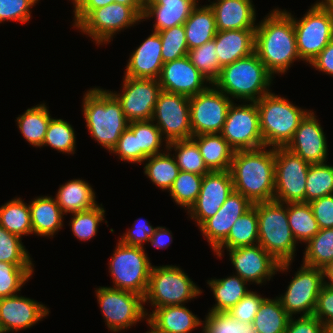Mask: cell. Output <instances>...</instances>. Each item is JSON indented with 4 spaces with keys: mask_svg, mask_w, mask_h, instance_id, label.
<instances>
[{
    "mask_svg": "<svg viewBox=\"0 0 333 333\" xmlns=\"http://www.w3.org/2000/svg\"><path fill=\"white\" fill-rule=\"evenodd\" d=\"M254 52L273 75L286 74L299 57L292 18L284 9L274 8L255 29Z\"/></svg>",
    "mask_w": 333,
    "mask_h": 333,
    "instance_id": "obj_1",
    "label": "cell"
},
{
    "mask_svg": "<svg viewBox=\"0 0 333 333\" xmlns=\"http://www.w3.org/2000/svg\"><path fill=\"white\" fill-rule=\"evenodd\" d=\"M230 172L234 191L253 204L274 200L275 148L234 151Z\"/></svg>",
    "mask_w": 333,
    "mask_h": 333,
    "instance_id": "obj_2",
    "label": "cell"
},
{
    "mask_svg": "<svg viewBox=\"0 0 333 333\" xmlns=\"http://www.w3.org/2000/svg\"><path fill=\"white\" fill-rule=\"evenodd\" d=\"M82 114L92 139L109 153L129 126L121 103L109 90L101 87L94 86L85 92Z\"/></svg>",
    "mask_w": 333,
    "mask_h": 333,
    "instance_id": "obj_3",
    "label": "cell"
},
{
    "mask_svg": "<svg viewBox=\"0 0 333 333\" xmlns=\"http://www.w3.org/2000/svg\"><path fill=\"white\" fill-rule=\"evenodd\" d=\"M273 79L275 77L253 52L248 57L222 67L218 78L212 84L230 99L257 102L272 91L270 87Z\"/></svg>",
    "mask_w": 333,
    "mask_h": 333,
    "instance_id": "obj_4",
    "label": "cell"
},
{
    "mask_svg": "<svg viewBox=\"0 0 333 333\" xmlns=\"http://www.w3.org/2000/svg\"><path fill=\"white\" fill-rule=\"evenodd\" d=\"M259 126L264 146L285 147L299 127L300 121L310 111L295 106L288 98L272 91L257 102Z\"/></svg>",
    "mask_w": 333,
    "mask_h": 333,
    "instance_id": "obj_5",
    "label": "cell"
},
{
    "mask_svg": "<svg viewBox=\"0 0 333 333\" xmlns=\"http://www.w3.org/2000/svg\"><path fill=\"white\" fill-rule=\"evenodd\" d=\"M258 217V244L279 263L292 262L295 240L288 223L287 203L276 200L254 203Z\"/></svg>",
    "mask_w": 333,
    "mask_h": 333,
    "instance_id": "obj_6",
    "label": "cell"
},
{
    "mask_svg": "<svg viewBox=\"0 0 333 333\" xmlns=\"http://www.w3.org/2000/svg\"><path fill=\"white\" fill-rule=\"evenodd\" d=\"M284 11L293 20L299 57L310 64L333 39V7L324 0H317L299 19Z\"/></svg>",
    "mask_w": 333,
    "mask_h": 333,
    "instance_id": "obj_7",
    "label": "cell"
},
{
    "mask_svg": "<svg viewBox=\"0 0 333 333\" xmlns=\"http://www.w3.org/2000/svg\"><path fill=\"white\" fill-rule=\"evenodd\" d=\"M203 291L182 268L176 265H152L144 305L152 308L184 305L199 297Z\"/></svg>",
    "mask_w": 333,
    "mask_h": 333,
    "instance_id": "obj_8",
    "label": "cell"
},
{
    "mask_svg": "<svg viewBox=\"0 0 333 333\" xmlns=\"http://www.w3.org/2000/svg\"><path fill=\"white\" fill-rule=\"evenodd\" d=\"M145 249L139 246H128L118 241L108 263L113 280L112 288L145 297L152 268Z\"/></svg>",
    "mask_w": 333,
    "mask_h": 333,
    "instance_id": "obj_9",
    "label": "cell"
},
{
    "mask_svg": "<svg viewBox=\"0 0 333 333\" xmlns=\"http://www.w3.org/2000/svg\"><path fill=\"white\" fill-rule=\"evenodd\" d=\"M95 294L104 322L111 332L120 333L147 319L145 312L148 310L139 294L111 286H99Z\"/></svg>",
    "mask_w": 333,
    "mask_h": 333,
    "instance_id": "obj_10",
    "label": "cell"
},
{
    "mask_svg": "<svg viewBox=\"0 0 333 333\" xmlns=\"http://www.w3.org/2000/svg\"><path fill=\"white\" fill-rule=\"evenodd\" d=\"M142 22L141 16L130 6L113 2L93 9L75 28L88 35L95 45L109 44L121 30Z\"/></svg>",
    "mask_w": 333,
    "mask_h": 333,
    "instance_id": "obj_11",
    "label": "cell"
},
{
    "mask_svg": "<svg viewBox=\"0 0 333 333\" xmlns=\"http://www.w3.org/2000/svg\"><path fill=\"white\" fill-rule=\"evenodd\" d=\"M310 165L286 147H275L274 200L282 203L305 202Z\"/></svg>",
    "mask_w": 333,
    "mask_h": 333,
    "instance_id": "obj_12",
    "label": "cell"
},
{
    "mask_svg": "<svg viewBox=\"0 0 333 333\" xmlns=\"http://www.w3.org/2000/svg\"><path fill=\"white\" fill-rule=\"evenodd\" d=\"M220 134L234 151L264 147L256 102H233Z\"/></svg>",
    "mask_w": 333,
    "mask_h": 333,
    "instance_id": "obj_13",
    "label": "cell"
},
{
    "mask_svg": "<svg viewBox=\"0 0 333 333\" xmlns=\"http://www.w3.org/2000/svg\"><path fill=\"white\" fill-rule=\"evenodd\" d=\"M323 285V270L321 268L301 264L289 282L287 290L276 297L291 317L297 314L312 316Z\"/></svg>",
    "mask_w": 333,
    "mask_h": 333,
    "instance_id": "obj_14",
    "label": "cell"
},
{
    "mask_svg": "<svg viewBox=\"0 0 333 333\" xmlns=\"http://www.w3.org/2000/svg\"><path fill=\"white\" fill-rule=\"evenodd\" d=\"M234 102L213 84L189 97L191 129L193 136L221 133L227 113Z\"/></svg>",
    "mask_w": 333,
    "mask_h": 333,
    "instance_id": "obj_15",
    "label": "cell"
},
{
    "mask_svg": "<svg viewBox=\"0 0 333 333\" xmlns=\"http://www.w3.org/2000/svg\"><path fill=\"white\" fill-rule=\"evenodd\" d=\"M151 120L160 129L167 143L193 136L188 96L162 90Z\"/></svg>",
    "mask_w": 333,
    "mask_h": 333,
    "instance_id": "obj_16",
    "label": "cell"
},
{
    "mask_svg": "<svg viewBox=\"0 0 333 333\" xmlns=\"http://www.w3.org/2000/svg\"><path fill=\"white\" fill-rule=\"evenodd\" d=\"M235 275L249 284L262 285L269 282L277 272H288L292 262L279 263L261 245L227 249Z\"/></svg>",
    "mask_w": 333,
    "mask_h": 333,
    "instance_id": "obj_17",
    "label": "cell"
},
{
    "mask_svg": "<svg viewBox=\"0 0 333 333\" xmlns=\"http://www.w3.org/2000/svg\"><path fill=\"white\" fill-rule=\"evenodd\" d=\"M121 93L110 92L121 103L129 122L151 120L159 93L162 91L156 79L123 77Z\"/></svg>",
    "mask_w": 333,
    "mask_h": 333,
    "instance_id": "obj_18",
    "label": "cell"
},
{
    "mask_svg": "<svg viewBox=\"0 0 333 333\" xmlns=\"http://www.w3.org/2000/svg\"><path fill=\"white\" fill-rule=\"evenodd\" d=\"M234 190L230 170L211 171L203 175L201 190L195 203L186 212L198 228L214 216Z\"/></svg>",
    "mask_w": 333,
    "mask_h": 333,
    "instance_id": "obj_19",
    "label": "cell"
},
{
    "mask_svg": "<svg viewBox=\"0 0 333 333\" xmlns=\"http://www.w3.org/2000/svg\"><path fill=\"white\" fill-rule=\"evenodd\" d=\"M50 311L37 300L16 294L0 298V333L26 330L43 321Z\"/></svg>",
    "mask_w": 333,
    "mask_h": 333,
    "instance_id": "obj_20",
    "label": "cell"
},
{
    "mask_svg": "<svg viewBox=\"0 0 333 333\" xmlns=\"http://www.w3.org/2000/svg\"><path fill=\"white\" fill-rule=\"evenodd\" d=\"M310 110L300 121L292 139L285 146L309 164L325 163L328 160V145L319 119Z\"/></svg>",
    "mask_w": 333,
    "mask_h": 333,
    "instance_id": "obj_21",
    "label": "cell"
},
{
    "mask_svg": "<svg viewBox=\"0 0 333 333\" xmlns=\"http://www.w3.org/2000/svg\"><path fill=\"white\" fill-rule=\"evenodd\" d=\"M158 81L163 91L188 97L205 91L212 84L188 56L164 63Z\"/></svg>",
    "mask_w": 333,
    "mask_h": 333,
    "instance_id": "obj_22",
    "label": "cell"
},
{
    "mask_svg": "<svg viewBox=\"0 0 333 333\" xmlns=\"http://www.w3.org/2000/svg\"><path fill=\"white\" fill-rule=\"evenodd\" d=\"M252 207L249 199L233 190L217 213L199 227L212 251L227 238L234 222Z\"/></svg>",
    "mask_w": 333,
    "mask_h": 333,
    "instance_id": "obj_23",
    "label": "cell"
},
{
    "mask_svg": "<svg viewBox=\"0 0 333 333\" xmlns=\"http://www.w3.org/2000/svg\"><path fill=\"white\" fill-rule=\"evenodd\" d=\"M161 38L158 32L152 33L129 55L123 76L158 80L163 59Z\"/></svg>",
    "mask_w": 333,
    "mask_h": 333,
    "instance_id": "obj_24",
    "label": "cell"
},
{
    "mask_svg": "<svg viewBox=\"0 0 333 333\" xmlns=\"http://www.w3.org/2000/svg\"><path fill=\"white\" fill-rule=\"evenodd\" d=\"M217 31L256 29L253 0H215L209 3Z\"/></svg>",
    "mask_w": 333,
    "mask_h": 333,
    "instance_id": "obj_25",
    "label": "cell"
},
{
    "mask_svg": "<svg viewBox=\"0 0 333 333\" xmlns=\"http://www.w3.org/2000/svg\"><path fill=\"white\" fill-rule=\"evenodd\" d=\"M198 3L199 0L145 1L142 22L154 18L155 32L184 25Z\"/></svg>",
    "mask_w": 333,
    "mask_h": 333,
    "instance_id": "obj_26",
    "label": "cell"
},
{
    "mask_svg": "<svg viewBox=\"0 0 333 333\" xmlns=\"http://www.w3.org/2000/svg\"><path fill=\"white\" fill-rule=\"evenodd\" d=\"M214 39L219 64L224 67L254 52L255 29L217 31Z\"/></svg>",
    "mask_w": 333,
    "mask_h": 333,
    "instance_id": "obj_27",
    "label": "cell"
},
{
    "mask_svg": "<svg viewBox=\"0 0 333 333\" xmlns=\"http://www.w3.org/2000/svg\"><path fill=\"white\" fill-rule=\"evenodd\" d=\"M145 313L147 320L163 333H190L202 326V320L185 304L162 306Z\"/></svg>",
    "mask_w": 333,
    "mask_h": 333,
    "instance_id": "obj_28",
    "label": "cell"
},
{
    "mask_svg": "<svg viewBox=\"0 0 333 333\" xmlns=\"http://www.w3.org/2000/svg\"><path fill=\"white\" fill-rule=\"evenodd\" d=\"M33 234L53 238L64 226V213L52 196H38L29 202Z\"/></svg>",
    "mask_w": 333,
    "mask_h": 333,
    "instance_id": "obj_29",
    "label": "cell"
},
{
    "mask_svg": "<svg viewBox=\"0 0 333 333\" xmlns=\"http://www.w3.org/2000/svg\"><path fill=\"white\" fill-rule=\"evenodd\" d=\"M55 200L65 215L86 211L98 205L96 192L84 179L68 180L60 185Z\"/></svg>",
    "mask_w": 333,
    "mask_h": 333,
    "instance_id": "obj_30",
    "label": "cell"
},
{
    "mask_svg": "<svg viewBox=\"0 0 333 333\" xmlns=\"http://www.w3.org/2000/svg\"><path fill=\"white\" fill-rule=\"evenodd\" d=\"M191 138L197 143L210 172L230 170L234 150L220 133L195 135Z\"/></svg>",
    "mask_w": 333,
    "mask_h": 333,
    "instance_id": "obj_31",
    "label": "cell"
},
{
    "mask_svg": "<svg viewBox=\"0 0 333 333\" xmlns=\"http://www.w3.org/2000/svg\"><path fill=\"white\" fill-rule=\"evenodd\" d=\"M185 37L188 49H194L206 42L212 41L217 33L216 21L211 7L206 4L192 10L184 23Z\"/></svg>",
    "mask_w": 333,
    "mask_h": 333,
    "instance_id": "obj_32",
    "label": "cell"
},
{
    "mask_svg": "<svg viewBox=\"0 0 333 333\" xmlns=\"http://www.w3.org/2000/svg\"><path fill=\"white\" fill-rule=\"evenodd\" d=\"M256 244H258V217L257 209L253 206L234 222L227 238L213 252L220 258L225 256V249Z\"/></svg>",
    "mask_w": 333,
    "mask_h": 333,
    "instance_id": "obj_33",
    "label": "cell"
},
{
    "mask_svg": "<svg viewBox=\"0 0 333 333\" xmlns=\"http://www.w3.org/2000/svg\"><path fill=\"white\" fill-rule=\"evenodd\" d=\"M207 284L216 302L209 312H227L250 291L246 286L250 284L234 273L227 278H211Z\"/></svg>",
    "mask_w": 333,
    "mask_h": 333,
    "instance_id": "obj_34",
    "label": "cell"
},
{
    "mask_svg": "<svg viewBox=\"0 0 333 333\" xmlns=\"http://www.w3.org/2000/svg\"><path fill=\"white\" fill-rule=\"evenodd\" d=\"M51 118L46 103H41L28 108L15 121L23 138L33 147L41 148Z\"/></svg>",
    "mask_w": 333,
    "mask_h": 333,
    "instance_id": "obj_35",
    "label": "cell"
},
{
    "mask_svg": "<svg viewBox=\"0 0 333 333\" xmlns=\"http://www.w3.org/2000/svg\"><path fill=\"white\" fill-rule=\"evenodd\" d=\"M0 225L21 238L33 234L29 204L15 197L0 206Z\"/></svg>",
    "mask_w": 333,
    "mask_h": 333,
    "instance_id": "obj_36",
    "label": "cell"
},
{
    "mask_svg": "<svg viewBox=\"0 0 333 333\" xmlns=\"http://www.w3.org/2000/svg\"><path fill=\"white\" fill-rule=\"evenodd\" d=\"M143 164L144 175H146L156 187L167 192L171 189L180 171L174 156L168 149L163 153L149 156Z\"/></svg>",
    "mask_w": 333,
    "mask_h": 333,
    "instance_id": "obj_37",
    "label": "cell"
},
{
    "mask_svg": "<svg viewBox=\"0 0 333 333\" xmlns=\"http://www.w3.org/2000/svg\"><path fill=\"white\" fill-rule=\"evenodd\" d=\"M290 317L277 297H266L252 324L256 333H285Z\"/></svg>",
    "mask_w": 333,
    "mask_h": 333,
    "instance_id": "obj_38",
    "label": "cell"
},
{
    "mask_svg": "<svg viewBox=\"0 0 333 333\" xmlns=\"http://www.w3.org/2000/svg\"><path fill=\"white\" fill-rule=\"evenodd\" d=\"M289 227L297 243H306L318 232L319 227L307 202L287 203Z\"/></svg>",
    "mask_w": 333,
    "mask_h": 333,
    "instance_id": "obj_39",
    "label": "cell"
},
{
    "mask_svg": "<svg viewBox=\"0 0 333 333\" xmlns=\"http://www.w3.org/2000/svg\"><path fill=\"white\" fill-rule=\"evenodd\" d=\"M128 128L137 136L138 149H141V165L149 156L157 155L167 150L168 143L152 120L129 122ZM162 145L165 146V150L160 149L163 147Z\"/></svg>",
    "mask_w": 333,
    "mask_h": 333,
    "instance_id": "obj_40",
    "label": "cell"
},
{
    "mask_svg": "<svg viewBox=\"0 0 333 333\" xmlns=\"http://www.w3.org/2000/svg\"><path fill=\"white\" fill-rule=\"evenodd\" d=\"M167 149L170 152L174 149L175 153L172 155L181 171L197 175H205L210 172L204 164L197 143L192 138L169 142Z\"/></svg>",
    "mask_w": 333,
    "mask_h": 333,
    "instance_id": "obj_41",
    "label": "cell"
},
{
    "mask_svg": "<svg viewBox=\"0 0 333 333\" xmlns=\"http://www.w3.org/2000/svg\"><path fill=\"white\" fill-rule=\"evenodd\" d=\"M306 244L302 264L322 269L333 260V228L320 229Z\"/></svg>",
    "mask_w": 333,
    "mask_h": 333,
    "instance_id": "obj_42",
    "label": "cell"
},
{
    "mask_svg": "<svg viewBox=\"0 0 333 333\" xmlns=\"http://www.w3.org/2000/svg\"><path fill=\"white\" fill-rule=\"evenodd\" d=\"M106 210L102 204H98L92 209L72 213L69 225L74 237L79 241H90L97 235L99 224L108 223L105 220Z\"/></svg>",
    "mask_w": 333,
    "mask_h": 333,
    "instance_id": "obj_43",
    "label": "cell"
},
{
    "mask_svg": "<svg viewBox=\"0 0 333 333\" xmlns=\"http://www.w3.org/2000/svg\"><path fill=\"white\" fill-rule=\"evenodd\" d=\"M50 146L58 153L75 154L76 134L73 126L63 119L51 118L42 147Z\"/></svg>",
    "mask_w": 333,
    "mask_h": 333,
    "instance_id": "obj_44",
    "label": "cell"
},
{
    "mask_svg": "<svg viewBox=\"0 0 333 333\" xmlns=\"http://www.w3.org/2000/svg\"><path fill=\"white\" fill-rule=\"evenodd\" d=\"M305 202L333 194V165L311 164L306 178Z\"/></svg>",
    "mask_w": 333,
    "mask_h": 333,
    "instance_id": "obj_45",
    "label": "cell"
},
{
    "mask_svg": "<svg viewBox=\"0 0 333 333\" xmlns=\"http://www.w3.org/2000/svg\"><path fill=\"white\" fill-rule=\"evenodd\" d=\"M202 180L203 175L180 170L171 189L168 191L173 202L188 211L199 195Z\"/></svg>",
    "mask_w": 333,
    "mask_h": 333,
    "instance_id": "obj_46",
    "label": "cell"
},
{
    "mask_svg": "<svg viewBox=\"0 0 333 333\" xmlns=\"http://www.w3.org/2000/svg\"><path fill=\"white\" fill-rule=\"evenodd\" d=\"M23 238L9 233L0 225V262L18 267H34L30 253L22 243Z\"/></svg>",
    "mask_w": 333,
    "mask_h": 333,
    "instance_id": "obj_47",
    "label": "cell"
},
{
    "mask_svg": "<svg viewBox=\"0 0 333 333\" xmlns=\"http://www.w3.org/2000/svg\"><path fill=\"white\" fill-rule=\"evenodd\" d=\"M215 39L188 51L190 62L213 83L221 72L218 61Z\"/></svg>",
    "mask_w": 333,
    "mask_h": 333,
    "instance_id": "obj_48",
    "label": "cell"
},
{
    "mask_svg": "<svg viewBox=\"0 0 333 333\" xmlns=\"http://www.w3.org/2000/svg\"><path fill=\"white\" fill-rule=\"evenodd\" d=\"M33 273L34 267H18L8 262H0V298L18 294Z\"/></svg>",
    "mask_w": 333,
    "mask_h": 333,
    "instance_id": "obj_49",
    "label": "cell"
},
{
    "mask_svg": "<svg viewBox=\"0 0 333 333\" xmlns=\"http://www.w3.org/2000/svg\"><path fill=\"white\" fill-rule=\"evenodd\" d=\"M203 333H256L252 323H241L228 312H208L202 321Z\"/></svg>",
    "mask_w": 333,
    "mask_h": 333,
    "instance_id": "obj_50",
    "label": "cell"
},
{
    "mask_svg": "<svg viewBox=\"0 0 333 333\" xmlns=\"http://www.w3.org/2000/svg\"><path fill=\"white\" fill-rule=\"evenodd\" d=\"M158 34L162 42L161 55L163 63L187 56L189 49L186 42L184 25L162 30Z\"/></svg>",
    "mask_w": 333,
    "mask_h": 333,
    "instance_id": "obj_51",
    "label": "cell"
},
{
    "mask_svg": "<svg viewBox=\"0 0 333 333\" xmlns=\"http://www.w3.org/2000/svg\"><path fill=\"white\" fill-rule=\"evenodd\" d=\"M40 0H0V24L17 21L22 24L31 19V8Z\"/></svg>",
    "mask_w": 333,
    "mask_h": 333,
    "instance_id": "obj_52",
    "label": "cell"
},
{
    "mask_svg": "<svg viewBox=\"0 0 333 333\" xmlns=\"http://www.w3.org/2000/svg\"><path fill=\"white\" fill-rule=\"evenodd\" d=\"M265 298L266 297H262V295L258 294V292L250 290L227 312L238 322L253 323L259 307Z\"/></svg>",
    "mask_w": 333,
    "mask_h": 333,
    "instance_id": "obj_53",
    "label": "cell"
},
{
    "mask_svg": "<svg viewBox=\"0 0 333 333\" xmlns=\"http://www.w3.org/2000/svg\"><path fill=\"white\" fill-rule=\"evenodd\" d=\"M112 153L125 163L141 165V149H138L137 136L129 128L121 134L110 154Z\"/></svg>",
    "mask_w": 333,
    "mask_h": 333,
    "instance_id": "obj_54",
    "label": "cell"
},
{
    "mask_svg": "<svg viewBox=\"0 0 333 333\" xmlns=\"http://www.w3.org/2000/svg\"><path fill=\"white\" fill-rule=\"evenodd\" d=\"M132 228L127 229L118 241L128 246H139L144 248V244L150 240L155 233L157 227H153L150 222L145 219L138 218L134 221Z\"/></svg>",
    "mask_w": 333,
    "mask_h": 333,
    "instance_id": "obj_55",
    "label": "cell"
},
{
    "mask_svg": "<svg viewBox=\"0 0 333 333\" xmlns=\"http://www.w3.org/2000/svg\"><path fill=\"white\" fill-rule=\"evenodd\" d=\"M319 229L333 228V194L309 202Z\"/></svg>",
    "mask_w": 333,
    "mask_h": 333,
    "instance_id": "obj_56",
    "label": "cell"
},
{
    "mask_svg": "<svg viewBox=\"0 0 333 333\" xmlns=\"http://www.w3.org/2000/svg\"><path fill=\"white\" fill-rule=\"evenodd\" d=\"M313 316L317 317L325 326L333 324V287L322 286Z\"/></svg>",
    "mask_w": 333,
    "mask_h": 333,
    "instance_id": "obj_57",
    "label": "cell"
},
{
    "mask_svg": "<svg viewBox=\"0 0 333 333\" xmlns=\"http://www.w3.org/2000/svg\"><path fill=\"white\" fill-rule=\"evenodd\" d=\"M326 326L315 316L290 317L285 333H325Z\"/></svg>",
    "mask_w": 333,
    "mask_h": 333,
    "instance_id": "obj_58",
    "label": "cell"
},
{
    "mask_svg": "<svg viewBox=\"0 0 333 333\" xmlns=\"http://www.w3.org/2000/svg\"><path fill=\"white\" fill-rule=\"evenodd\" d=\"M73 4V28L76 27L93 9H97L114 2V0H71Z\"/></svg>",
    "mask_w": 333,
    "mask_h": 333,
    "instance_id": "obj_59",
    "label": "cell"
},
{
    "mask_svg": "<svg viewBox=\"0 0 333 333\" xmlns=\"http://www.w3.org/2000/svg\"><path fill=\"white\" fill-rule=\"evenodd\" d=\"M311 67L323 74L333 77V39L329 44L310 62Z\"/></svg>",
    "mask_w": 333,
    "mask_h": 333,
    "instance_id": "obj_60",
    "label": "cell"
},
{
    "mask_svg": "<svg viewBox=\"0 0 333 333\" xmlns=\"http://www.w3.org/2000/svg\"><path fill=\"white\" fill-rule=\"evenodd\" d=\"M172 232L166 227L157 226L155 233L150 237V244L157 249L168 248L172 243Z\"/></svg>",
    "mask_w": 333,
    "mask_h": 333,
    "instance_id": "obj_61",
    "label": "cell"
},
{
    "mask_svg": "<svg viewBox=\"0 0 333 333\" xmlns=\"http://www.w3.org/2000/svg\"><path fill=\"white\" fill-rule=\"evenodd\" d=\"M114 2L132 7L141 17L143 14V0H114Z\"/></svg>",
    "mask_w": 333,
    "mask_h": 333,
    "instance_id": "obj_62",
    "label": "cell"
},
{
    "mask_svg": "<svg viewBox=\"0 0 333 333\" xmlns=\"http://www.w3.org/2000/svg\"><path fill=\"white\" fill-rule=\"evenodd\" d=\"M324 285L333 287V260L323 268Z\"/></svg>",
    "mask_w": 333,
    "mask_h": 333,
    "instance_id": "obj_63",
    "label": "cell"
},
{
    "mask_svg": "<svg viewBox=\"0 0 333 333\" xmlns=\"http://www.w3.org/2000/svg\"><path fill=\"white\" fill-rule=\"evenodd\" d=\"M146 323H148L149 326V330L146 331V333H163L160 330H158L152 323H150L147 319H146Z\"/></svg>",
    "mask_w": 333,
    "mask_h": 333,
    "instance_id": "obj_64",
    "label": "cell"
},
{
    "mask_svg": "<svg viewBox=\"0 0 333 333\" xmlns=\"http://www.w3.org/2000/svg\"><path fill=\"white\" fill-rule=\"evenodd\" d=\"M325 333H333V324L326 326Z\"/></svg>",
    "mask_w": 333,
    "mask_h": 333,
    "instance_id": "obj_65",
    "label": "cell"
},
{
    "mask_svg": "<svg viewBox=\"0 0 333 333\" xmlns=\"http://www.w3.org/2000/svg\"><path fill=\"white\" fill-rule=\"evenodd\" d=\"M329 6L333 7V0H324Z\"/></svg>",
    "mask_w": 333,
    "mask_h": 333,
    "instance_id": "obj_66",
    "label": "cell"
},
{
    "mask_svg": "<svg viewBox=\"0 0 333 333\" xmlns=\"http://www.w3.org/2000/svg\"><path fill=\"white\" fill-rule=\"evenodd\" d=\"M145 1H172V0H145Z\"/></svg>",
    "mask_w": 333,
    "mask_h": 333,
    "instance_id": "obj_67",
    "label": "cell"
}]
</instances>
